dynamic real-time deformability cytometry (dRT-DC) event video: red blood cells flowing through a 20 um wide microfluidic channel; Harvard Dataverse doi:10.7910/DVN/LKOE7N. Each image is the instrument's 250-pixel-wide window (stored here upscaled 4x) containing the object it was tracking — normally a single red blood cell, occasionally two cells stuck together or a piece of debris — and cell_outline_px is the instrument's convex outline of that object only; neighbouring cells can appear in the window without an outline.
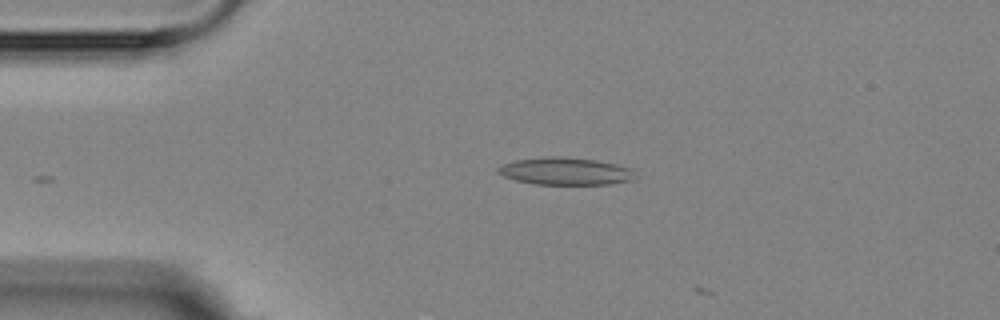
{"species": "Egyptian fruit bat (a non-hibernating species)", "species_latin": "Rousettus aegyptiacus", "temperature_condition": "room temperature", "stored_images_in_passage": 4, "camera_frame_rate_fps": 3000, "um_per_image_px": 0.085, "animal": {"sex": "female"}, "frame": {"image": 1, "passage_image": 3, "time_ms": 2.333, "image_size_px": [1000, 320], "cell_outline_px": [[640, 176], [636, 180], [608, 184], [536, 184], [516, 180], [504, 176], [496, 172], [496, 168], [500, 164], [516, 160], [548, 156], [560, 156], [596, 160], [616, 164], [632, 168]], "centroid_in_image_um": [48.12, 14.55], "position_along_channel_um": 36.9, "area_um2": 22.25}}